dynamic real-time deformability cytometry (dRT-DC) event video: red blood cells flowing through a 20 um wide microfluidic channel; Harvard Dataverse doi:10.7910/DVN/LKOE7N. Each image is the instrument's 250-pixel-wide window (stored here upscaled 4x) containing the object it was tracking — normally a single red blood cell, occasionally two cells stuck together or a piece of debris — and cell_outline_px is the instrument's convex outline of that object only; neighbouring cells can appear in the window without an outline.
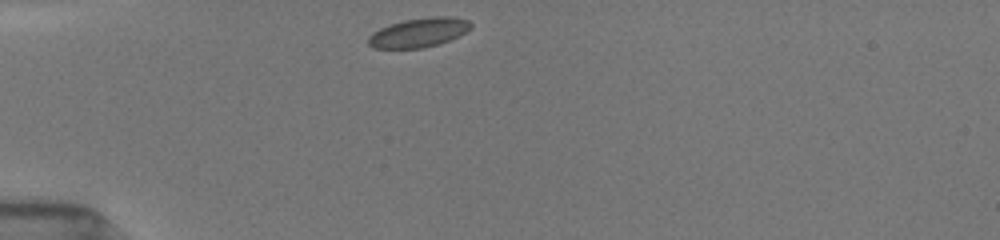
{"species": "common noctule bat (a hibernating species)", "species_latin": "Nyctalus noctula", "temperature_condition": "room temperature", "stored_images_in_passage": 39, "camera_frame_rate_fps": 3000, "um_per_image_px": 0.085, "animal": {"sex": "female", "body_mass_g": 19.5, "forearm_length_mm": 54.1}, "frame": {"image": 1, "passage_image": 1, "time_ms": 0.0, "image_size_px": [1000, 240], "cell_outline_px": [[472, 28], [460, 36], [436, 44], [420, 48], [372, 48], [368, 44], [368, 36], [372, 32], [380, 28], [404, 20], [432, 16], [452, 16], [468, 20], [472, 24]], "centroid_in_image_um": [35.61, 2.76], "position_along_channel_um": 49.4, "area_um2": 17.46}}
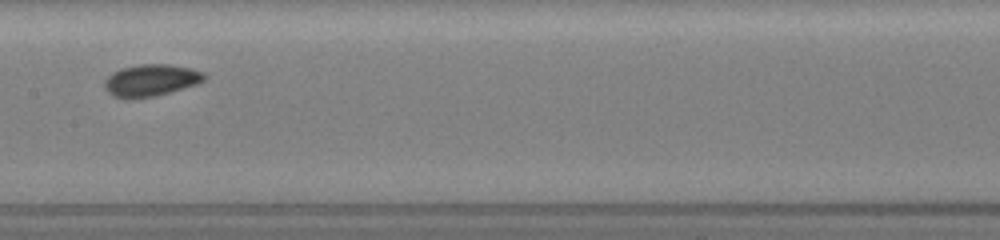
{"frame": {"image": 2, "passage_image": 14, "time_ms": 4.333, "image_size_px": [1000, 240], "cell_outline_px": [[208, 76], [204, 80], [196, 84], [168, 92], [152, 96], [128, 100], [112, 96], [104, 88], [104, 80], [112, 72], [120, 68], [140, 64], [168, 64], [192, 68], [204, 72]], "centroid_in_image_um": [12.79, 6.82], "position_along_channel_um": 194.6, "area_um2": 18.73}}
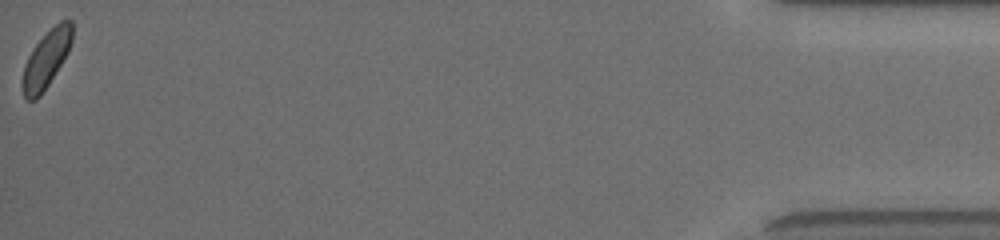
{"frame": {"image": 3, "passage_image": 39, "time_ms": 12.667, "image_size_px": [1000, 240], "cell_outline_px": [[72, 40], [68, 52], [48, 84], [40, 96], [36, 100], [24, 100], [24, 64], [32, 48], [60, 20], [72, 20]], "centroid_in_image_um": [3.95, 5.02], "position_along_channel_um": 431.3, "area_um2": 16.01}, "authors_computed_cell_mechanics": {"area_um2": 17.2244, "velocity_mm_per_s": 3.8822, "shape_relaxation_time_tau1_ms": 1.6589, "shape_relaxation_time_tau2_ms": 5.3825, "deformation_change_tau1": 0.0479, "deformation_change_tau2": 0.0615}}